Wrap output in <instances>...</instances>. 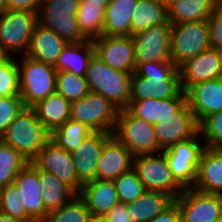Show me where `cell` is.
I'll use <instances>...</instances> for the list:
<instances>
[{
    "instance_id": "cell-10",
    "label": "cell",
    "mask_w": 222,
    "mask_h": 222,
    "mask_svg": "<svg viewBox=\"0 0 222 222\" xmlns=\"http://www.w3.org/2000/svg\"><path fill=\"white\" fill-rule=\"evenodd\" d=\"M210 48L208 20L172 25L170 57L177 67L185 60Z\"/></svg>"
},
{
    "instance_id": "cell-50",
    "label": "cell",
    "mask_w": 222,
    "mask_h": 222,
    "mask_svg": "<svg viewBox=\"0 0 222 222\" xmlns=\"http://www.w3.org/2000/svg\"><path fill=\"white\" fill-rule=\"evenodd\" d=\"M85 1L94 4H108L110 0H85Z\"/></svg>"
},
{
    "instance_id": "cell-54",
    "label": "cell",
    "mask_w": 222,
    "mask_h": 222,
    "mask_svg": "<svg viewBox=\"0 0 222 222\" xmlns=\"http://www.w3.org/2000/svg\"><path fill=\"white\" fill-rule=\"evenodd\" d=\"M5 56L2 54V52L0 51V61L4 58Z\"/></svg>"
},
{
    "instance_id": "cell-46",
    "label": "cell",
    "mask_w": 222,
    "mask_h": 222,
    "mask_svg": "<svg viewBox=\"0 0 222 222\" xmlns=\"http://www.w3.org/2000/svg\"><path fill=\"white\" fill-rule=\"evenodd\" d=\"M149 222H181V214L175 201H173L160 214Z\"/></svg>"
},
{
    "instance_id": "cell-12",
    "label": "cell",
    "mask_w": 222,
    "mask_h": 222,
    "mask_svg": "<svg viewBox=\"0 0 222 222\" xmlns=\"http://www.w3.org/2000/svg\"><path fill=\"white\" fill-rule=\"evenodd\" d=\"M30 162L37 169L55 175L77 194L80 193L83 183L76 175L72 153L59 148L52 140H49Z\"/></svg>"
},
{
    "instance_id": "cell-52",
    "label": "cell",
    "mask_w": 222,
    "mask_h": 222,
    "mask_svg": "<svg viewBox=\"0 0 222 222\" xmlns=\"http://www.w3.org/2000/svg\"><path fill=\"white\" fill-rule=\"evenodd\" d=\"M220 80H222V60H221V70H220V74H219V77H218Z\"/></svg>"
},
{
    "instance_id": "cell-16",
    "label": "cell",
    "mask_w": 222,
    "mask_h": 222,
    "mask_svg": "<svg viewBox=\"0 0 222 222\" xmlns=\"http://www.w3.org/2000/svg\"><path fill=\"white\" fill-rule=\"evenodd\" d=\"M221 60L222 50L212 48L185 60L178 66L182 90L185 92L192 85L217 79Z\"/></svg>"
},
{
    "instance_id": "cell-38",
    "label": "cell",
    "mask_w": 222,
    "mask_h": 222,
    "mask_svg": "<svg viewBox=\"0 0 222 222\" xmlns=\"http://www.w3.org/2000/svg\"><path fill=\"white\" fill-rule=\"evenodd\" d=\"M113 183L119 202L126 205L132 203L146 191L143 183L139 180L133 169L114 179Z\"/></svg>"
},
{
    "instance_id": "cell-22",
    "label": "cell",
    "mask_w": 222,
    "mask_h": 222,
    "mask_svg": "<svg viewBox=\"0 0 222 222\" xmlns=\"http://www.w3.org/2000/svg\"><path fill=\"white\" fill-rule=\"evenodd\" d=\"M186 103V95L182 90L176 97L169 99H144L130 101L125 108L131 115L151 124L170 120Z\"/></svg>"
},
{
    "instance_id": "cell-53",
    "label": "cell",
    "mask_w": 222,
    "mask_h": 222,
    "mask_svg": "<svg viewBox=\"0 0 222 222\" xmlns=\"http://www.w3.org/2000/svg\"><path fill=\"white\" fill-rule=\"evenodd\" d=\"M213 222H222V216H221L220 218L216 219V220L213 221Z\"/></svg>"
},
{
    "instance_id": "cell-47",
    "label": "cell",
    "mask_w": 222,
    "mask_h": 222,
    "mask_svg": "<svg viewBox=\"0 0 222 222\" xmlns=\"http://www.w3.org/2000/svg\"><path fill=\"white\" fill-rule=\"evenodd\" d=\"M0 222H34V221H25L18 218L9 217L3 213H0Z\"/></svg>"
},
{
    "instance_id": "cell-45",
    "label": "cell",
    "mask_w": 222,
    "mask_h": 222,
    "mask_svg": "<svg viewBox=\"0 0 222 222\" xmlns=\"http://www.w3.org/2000/svg\"><path fill=\"white\" fill-rule=\"evenodd\" d=\"M109 222H133L128 213V205L118 202L106 215Z\"/></svg>"
},
{
    "instance_id": "cell-28",
    "label": "cell",
    "mask_w": 222,
    "mask_h": 222,
    "mask_svg": "<svg viewBox=\"0 0 222 222\" xmlns=\"http://www.w3.org/2000/svg\"><path fill=\"white\" fill-rule=\"evenodd\" d=\"M94 54L92 40L68 43L54 66L56 71L64 70L85 77L88 62Z\"/></svg>"
},
{
    "instance_id": "cell-11",
    "label": "cell",
    "mask_w": 222,
    "mask_h": 222,
    "mask_svg": "<svg viewBox=\"0 0 222 222\" xmlns=\"http://www.w3.org/2000/svg\"><path fill=\"white\" fill-rule=\"evenodd\" d=\"M134 155L155 154L162 150L157 146L154 124L119 109L117 123L112 133Z\"/></svg>"
},
{
    "instance_id": "cell-34",
    "label": "cell",
    "mask_w": 222,
    "mask_h": 222,
    "mask_svg": "<svg viewBox=\"0 0 222 222\" xmlns=\"http://www.w3.org/2000/svg\"><path fill=\"white\" fill-rule=\"evenodd\" d=\"M93 132L87 125L69 119L51 133L50 140L59 148L72 153Z\"/></svg>"
},
{
    "instance_id": "cell-42",
    "label": "cell",
    "mask_w": 222,
    "mask_h": 222,
    "mask_svg": "<svg viewBox=\"0 0 222 222\" xmlns=\"http://www.w3.org/2000/svg\"><path fill=\"white\" fill-rule=\"evenodd\" d=\"M23 107L24 105L20 96L0 97V136Z\"/></svg>"
},
{
    "instance_id": "cell-6",
    "label": "cell",
    "mask_w": 222,
    "mask_h": 222,
    "mask_svg": "<svg viewBox=\"0 0 222 222\" xmlns=\"http://www.w3.org/2000/svg\"><path fill=\"white\" fill-rule=\"evenodd\" d=\"M201 134L185 141L177 142L162 150L171 169L175 181L183 188H193L201 155L206 148L203 141L200 143Z\"/></svg>"
},
{
    "instance_id": "cell-55",
    "label": "cell",
    "mask_w": 222,
    "mask_h": 222,
    "mask_svg": "<svg viewBox=\"0 0 222 222\" xmlns=\"http://www.w3.org/2000/svg\"><path fill=\"white\" fill-rule=\"evenodd\" d=\"M218 149L222 152V144L218 147Z\"/></svg>"
},
{
    "instance_id": "cell-4",
    "label": "cell",
    "mask_w": 222,
    "mask_h": 222,
    "mask_svg": "<svg viewBox=\"0 0 222 222\" xmlns=\"http://www.w3.org/2000/svg\"><path fill=\"white\" fill-rule=\"evenodd\" d=\"M19 92L25 107H33L40 100L55 92L56 69L54 66L21 56Z\"/></svg>"
},
{
    "instance_id": "cell-26",
    "label": "cell",
    "mask_w": 222,
    "mask_h": 222,
    "mask_svg": "<svg viewBox=\"0 0 222 222\" xmlns=\"http://www.w3.org/2000/svg\"><path fill=\"white\" fill-rule=\"evenodd\" d=\"M138 0H110L105 8V36H131V18Z\"/></svg>"
},
{
    "instance_id": "cell-30",
    "label": "cell",
    "mask_w": 222,
    "mask_h": 222,
    "mask_svg": "<svg viewBox=\"0 0 222 222\" xmlns=\"http://www.w3.org/2000/svg\"><path fill=\"white\" fill-rule=\"evenodd\" d=\"M174 199L160 191H145L128 204V213L133 222H149L166 209Z\"/></svg>"
},
{
    "instance_id": "cell-39",
    "label": "cell",
    "mask_w": 222,
    "mask_h": 222,
    "mask_svg": "<svg viewBox=\"0 0 222 222\" xmlns=\"http://www.w3.org/2000/svg\"><path fill=\"white\" fill-rule=\"evenodd\" d=\"M20 96L18 61L4 57L0 61V97Z\"/></svg>"
},
{
    "instance_id": "cell-43",
    "label": "cell",
    "mask_w": 222,
    "mask_h": 222,
    "mask_svg": "<svg viewBox=\"0 0 222 222\" xmlns=\"http://www.w3.org/2000/svg\"><path fill=\"white\" fill-rule=\"evenodd\" d=\"M210 27V46L222 50V3L218 1L208 19Z\"/></svg>"
},
{
    "instance_id": "cell-51",
    "label": "cell",
    "mask_w": 222,
    "mask_h": 222,
    "mask_svg": "<svg viewBox=\"0 0 222 222\" xmlns=\"http://www.w3.org/2000/svg\"><path fill=\"white\" fill-rule=\"evenodd\" d=\"M7 10V1L6 0H0V13Z\"/></svg>"
},
{
    "instance_id": "cell-7",
    "label": "cell",
    "mask_w": 222,
    "mask_h": 222,
    "mask_svg": "<svg viewBox=\"0 0 222 222\" xmlns=\"http://www.w3.org/2000/svg\"><path fill=\"white\" fill-rule=\"evenodd\" d=\"M132 169L146 191H160L168 194L174 200L184 191L173 178L166 156L162 151L134 156Z\"/></svg>"
},
{
    "instance_id": "cell-33",
    "label": "cell",
    "mask_w": 222,
    "mask_h": 222,
    "mask_svg": "<svg viewBox=\"0 0 222 222\" xmlns=\"http://www.w3.org/2000/svg\"><path fill=\"white\" fill-rule=\"evenodd\" d=\"M168 21L165 7L155 0H138L131 18V36Z\"/></svg>"
},
{
    "instance_id": "cell-49",
    "label": "cell",
    "mask_w": 222,
    "mask_h": 222,
    "mask_svg": "<svg viewBox=\"0 0 222 222\" xmlns=\"http://www.w3.org/2000/svg\"><path fill=\"white\" fill-rule=\"evenodd\" d=\"M155 1H157L159 4H161L166 9H168L175 0H155Z\"/></svg>"
},
{
    "instance_id": "cell-3",
    "label": "cell",
    "mask_w": 222,
    "mask_h": 222,
    "mask_svg": "<svg viewBox=\"0 0 222 222\" xmlns=\"http://www.w3.org/2000/svg\"><path fill=\"white\" fill-rule=\"evenodd\" d=\"M131 75L109 67L93 54L85 78L90 92L102 95L119 109H125L130 102Z\"/></svg>"
},
{
    "instance_id": "cell-20",
    "label": "cell",
    "mask_w": 222,
    "mask_h": 222,
    "mask_svg": "<svg viewBox=\"0 0 222 222\" xmlns=\"http://www.w3.org/2000/svg\"><path fill=\"white\" fill-rule=\"evenodd\" d=\"M134 155L113 134L104 142L96 167V179L114 180L132 169Z\"/></svg>"
},
{
    "instance_id": "cell-23",
    "label": "cell",
    "mask_w": 222,
    "mask_h": 222,
    "mask_svg": "<svg viewBox=\"0 0 222 222\" xmlns=\"http://www.w3.org/2000/svg\"><path fill=\"white\" fill-rule=\"evenodd\" d=\"M68 42L39 22L34 26L25 56L55 66Z\"/></svg>"
},
{
    "instance_id": "cell-24",
    "label": "cell",
    "mask_w": 222,
    "mask_h": 222,
    "mask_svg": "<svg viewBox=\"0 0 222 222\" xmlns=\"http://www.w3.org/2000/svg\"><path fill=\"white\" fill-rule=\"evenodd\" d=\"M193 189L222 195V152L218 148L204 149Z\"/></svg>"
},
{
    "instance_id": "cell-36",
    "label": "cell",
    "mask_w": 222,
    "mask_h": 222,
    "mask_svg": "<svg viewBox=\"0 0 222 222\" xmlns=\"http://www.w3.org/2000/svg\"><path fill=\"white\" fill-rule=\"evenodd\" d=\"M55 91L70 102L80 100L90 92L85 77L64 70L56 72Z\"/></svg>"
},
{
    "instance_id": "cell-31",
    "label": "cell",
    "mask_w": 222,
    "mask_h": 222,
    "mask_svg": "<svg viewBox=\"0 0 222 222\" xmlns=\"http://www.w3.org/2000/svg\"><path fill=\"white\" fill-rule=\"evenodd\" d=\"M45 209L50 212L71 201L77 193L55 175L38 169Z\"/></svg>"
},
{
    "instance_id": "cell-14",
    "label": "cell",
    "mask_w": 222,
    "mask_h": 222,
    "mask_svg": "<svg viewBox=\"0 0 222 222\" xmlns=\"http://www.w3.org/2000/svg\"><path fill=\"white\" fill-rule=\"evenodd\" d=\"M181 214V222H213L222 216V195L207 194L193 188L174 200Z\"/></svg>"
},
{
    "instance_id": "cell-17",
    "label": "cell",
    "mask_w": 222,
    "mask_h": 222,
    "mask_svg": "<svg viewBox=\"0 0 222 222\" xmlns=\"http://www.w3.org/2000/svg\"><path fill=\"white\" fill-rule=\"evenodd\" d=\"M157 146L164 150L177 142L194 137L199 132V123L187 103L166 122L154 124Z\"/></svg>"
},
{
    "instance_id": "cell-32",
    "label": "cell",
    "mask_w": 222,
    "mask_h": 222,
    "mask_svg": "<svg viewBox=\"0 0 222 222\" xmlns=\"http://www.w3.org/2000/svg\"><path fill=\"white\" fill-rule=\"evenodd\" d=\"M107 5L88 3L85 0H80L75 17L81 34L87 40H94L102 36L105 8Z\"/></svg>"
},
{
    "instance_id": "cell-37",
    "label": "cell",
    "mask_w": 222,
    "mask_h": 222,
    "mask_svg": "<svg viewBox=\"0 0 222 222\" xmlns=\"http://www.w3.org/2000/svg\"><path fill=\"white\" fill-rule=\"evenodd\" d=\"M90 215L86 203L77 194L59 209L48 212L43 222H88Z\"/></svg>"
},
{
    "instance_id": "cell-5",
    "label": "cell",
    "mask_w": 222,
    "mask_h": 222,
    "mask_svg": "<svg viewBox=\"0 0 222 222\" xmlns=\"http://www.w3.org/2000/svg\"><path fill=\"white\" fill-rule=\"evenodd\" d=\"M38 14L5 10L0 13V51L5 57L26 54ZM21 52V53H20Z\"/></svg>"
},
{
    "instance_id": "cell-44",
    "label": "cell",
    "mask_w": 222,
    "mask_h": 222,
    "mask_svg": "<svg viewBox=\"0 0 222 222\" xmlns=\"http://www.w3.org/2000/svg\"><path fill=\"white\" fill-rule=\"evenodd\" d=\"M7 9L13 11H26L39 14L40 0H6Z\"/></svg>"
},
{
    "instance_id": "cell-29",
    "label": "cell",
    "mask_w": 222,
    "mask_h": 222,
    "mask_svg": "<svg viewBox=\"0 0 222 222\" xmlns=\"http://www.w3.org/2000/svg\"><path fill=\"white\" fill-rule=\"evenodd\" d=\"M219 0H175L167 9L172 24L208 20Z\"/></svg>"
},
{
    "instance_id": "cell-35",
    "label": "cell",
    "mask_w": 222,
    "mask_h": 222,
    "mask_svg": "<svg viewBox=\"0 0 222 222\" xmlns=\"http://www.w3.org/2000/svg\"><path fill=\"white\" fill-rule=\"evenodd\" d=\"M29 162L20 152L0 141V189L13 184L18 172Z\"/></svg>"
},
{
    "instance_id": "cell-40",
    "label": "cell",
    "mask_w": 222,
    "mask_h": 222,
    "mask_svg": "<svg viewBox=\"0 0 222 222\" xmlns=\"http://www.w3.org/2000/svg\"><path fill=\"white\" fill-rule=\"evenodd\" d=\"M0 213L25 221H33L27 215L25 208H21L20 191L14 184L0 189Z\"/></svg>"
},
{
    "instance_id": "cell-18",
    "label": "cell",
    "mask_w": 222,
    "mask_h": 222,
    "mask_svg": "<svg viewBox=\"0 0 222 222\" xmlns=\"http://www.w3.org/2000/svg\"><path fill=\"white\" fill-rule=\"evenodd\" d=\"M13 184L20 191L21 208L34 222H43L48 214L42 198L38 169L29 162L16 175Z\"/></svg>"
},
{
    "instance_id": "cell-1",
    "label": "cell",
    "mask_w": 222,
    "mask_h": 222,
    "mask_svg": "<svg viewBox=\"0 0 222 222\" xmlns=\"http://www.w3.org/2000/svg\"><path fill=\"white\" fill-rule=\"evenodd\" d=\"M181 91L178 67L172 61L139 63L131 75L130 101L169 99Z\"/></svg>"
},
{
    "instance_id": "cell-15",
    "label": "cell",
    "mask_w": 222,
    "mask_h": 222,
    "mask_svg": "<svg viewBox=\"0 0 222 222\" xmlns=\"http://www.w3.org/2000/svg\"><path fill=\"white\" fill-rule=\"evenodd\" d=\"M94 55L109 67L133 74L136 69L131 36H105L92 40Z\"/></svg>"
},
{
    "instance_id": "cell-8",
    "label": "cell",
    "mask_w": 222,
    "mask_h": 222,
    "mask_svg": "<svg viewBox=\"0 0 222 222\" xmlns=\"http://www.w3.org/2000/svg\"><path fill=\"white\" fill-rule=\"evenodd\" d=\"M119 108L102 95L89 92L71 102L70 119L87 125L94 132L113 133Z\"/></svg>"
},
{
    "instance_id": "cell-25",
    "label": "cell",
    "mask_w": 222,
    "mask_h": 222,
    "mask_svg": "<svg viewBox=\"0 0 222 222\" xmlns=\"http://www.w3.org/2000/svg\"><path fill=\"white\" fill-rule=\"evenodd\" d=\"M78 195L92 215H106L119 202L113 180L86 182Z\"/></svg>"
},
{
    "instance_id": "cell-9",
    "label": "cell",
    "mask_w": 222,
    "mask_h": 222,
    "mask_svg": "<svg viewBox=\"0 0 222 222\" xmlns=\"http://www.w3.org/2000/svg\"><path fill=\"white\" fill-rule=\"evenodd\" d=\"M79 3L80 0H45L41 3L38 22L68 43L85 41L75 17Z\"/></svg>"
},
{
    "instance_id": "cell-13",
    "label": "cell",
    "mask_w": 222,
    "mask_h": 222,
    "mask_svg": "<svg viewBox=\"0 0 222 222\" xmlns=\"http://www.w3.org/2000/svg\"><path fill=\"white\" fill-rule=\"evenodd\" d=\"M170 22L154 25L132 35L136 66L143 62L172 61L170 57Z\"/></svg>"
},
{
    "instance_id": "cell-41",
    "label": "cell",
    "mask_w": 222,
    "mask_h": 222,
    "mask_svg": "<svg viewBox=\"0 0 222 222\" xmlns=\"http://www.w3.org/2000/svg\"><path fill=\"white\" fill-rule=\"evenodd\" d=\"M199 132L206 147L218 148L222 144V110L207 116L199 124Z\"/></svg>"
},
{
    "instance_id": "cell-27",
    "label": "cell",
    "mask_w": 222,
    "mask_h": 222,
    "mask_svg": "<svg viewBox=\"0 0 222 222\" xmlns=\"http://www.w3.org/2000/svg\"><path fill=\"white\" fill-rule=\"evenodd\" d=\"M71 102L56 91L33 106L44 127L52 133L70 119Z\"/></svg>"
},
{
    "instance_id": "cell-21",
    "label": "cell",
    "mask_w": 222,
    "mask_h": 222,
    "mask_svg": "<svg viewBox=\"0 0 222 222\" xmlns=\"http://www.w3.org/2000/svg\"><path fill=\"white\" fill-rule=\"evenodd\" d=\"M111 135L112 133L93 132L72 152L76 175L83 184L96 179V167L104 142Z\"/></svg>"
},
{
    "instance_id": "cell-48",
    "label": "cell",
    "mask_w": 222,
    "mask_h": 222,
    "mask_svg": "<svg viewBox=\"0 0 222 222\" xmlns=\"http://www.w3.org/2000/svg\"><path fill=\"white\" fill-rule=\"evenodd\" d=\"M88 222H109L105 215H90Z\"/></svg>"
},
{
    "instance_id": "cell-19",
    "label": "cell",
    "mask_w": 222,
    "mask_h": 222,
    "mask_svg": "<svg viewBox=\"0 0 222 222\" xmlns=\"http://www.w3.org/2000/svg\"><path fill=\"white\" fill-rule=\"evenodd\" d=\"M186 103L200 124L207 116L222 110V80L200 82L186 91Z\"/></svg>"
},
{
    "instance_id": "cell-2",
    "label": "cell",
    "mask_w": 222,
    "mask_h": 222,
    "mask_svg": "<svg viewBox=\"0 0 222 222\" xmlns=\"http://www.w3.org/2000/svg\"><path fill=\"white\" fill-rule=\"evenodd\" d=\"M50 138L51 133L40 122L34 108L24 106L2 133L0 141L31 161Z\"/></svg>"
}]
</instances>
